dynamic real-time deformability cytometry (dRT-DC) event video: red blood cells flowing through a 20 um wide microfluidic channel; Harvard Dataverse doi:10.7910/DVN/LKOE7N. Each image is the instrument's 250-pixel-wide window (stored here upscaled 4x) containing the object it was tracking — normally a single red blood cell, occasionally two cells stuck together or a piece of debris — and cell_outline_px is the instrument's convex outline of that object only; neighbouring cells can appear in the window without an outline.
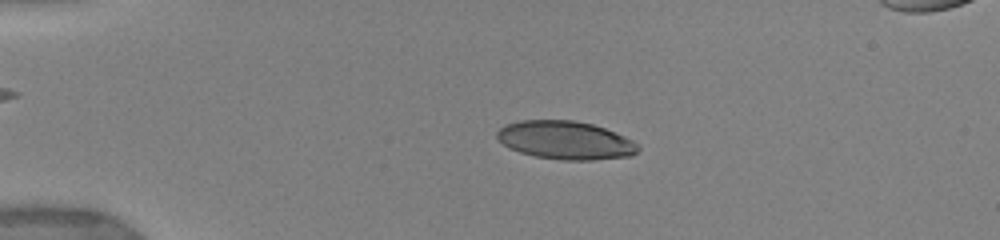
{"species": "human", "species_latin": "Homo sapiens", "temperature_condition": "warm", "stored_images_in_passage": 24, "camera_frame_rate_fps": 3000, "um_per_image_px": 0.085, "donor": {"sex": "female"}, "frame": {"image": 1, "passage_image": 8, "time_ms": 3.333, "image_size_px": [1000, 240], "cell_outline_px": [[640, 148], [632, 156], [592, 160], [560, 160], [536, 156], [520, 152], [508, 148], [496, 136], [496, 132], [504, 124], [520, 120], [572, 120], [592, 124], [604, 128], [624, 136], [640, 144]], "centroid_in_image_um": [48.07, 11.92], "position_along_channel_um": 36.9, "area_um2": 31.56}}